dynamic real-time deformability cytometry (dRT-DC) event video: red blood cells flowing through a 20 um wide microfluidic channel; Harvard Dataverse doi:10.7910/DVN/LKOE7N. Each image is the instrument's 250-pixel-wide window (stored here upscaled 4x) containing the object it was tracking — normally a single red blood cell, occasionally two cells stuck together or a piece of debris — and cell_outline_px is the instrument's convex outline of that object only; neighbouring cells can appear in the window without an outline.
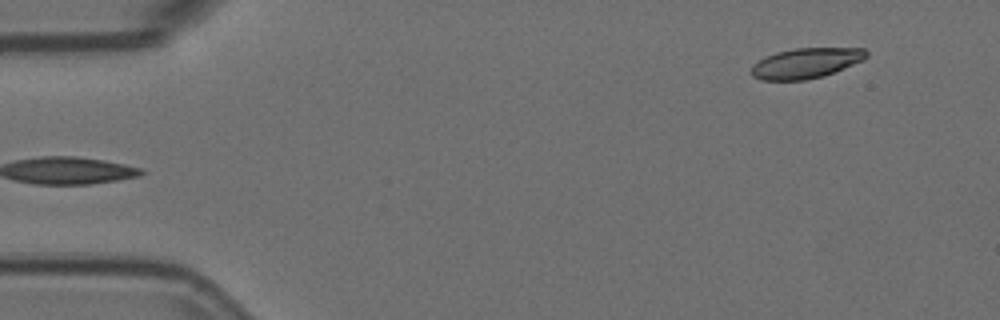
{"species": "Egyptian fruit bat (a non-hibernating species)", "species_latin": "Rousettus aegyptiacus", "temperature_condition": "room temperature", "stored_images_in_passage": 6, "camera_frame_rate_fps": 3000, "um_per_image_px": 0.085, "animal": {"sex": "female"}, "frame": {"image": 1, "passage_image": 6, "time_ms": 1.667, "image_size_px": [1000, 320], "cell_outline_px": [[868, 56], [864, 60], [824, 76], [804, 80], [760, 80], [752, 76], [748, 72], [752, 64], [776, 52], [796, 48], [864, 48], [868, 52]], "centroid_in_image_um": [68.49, 5.37], "position_along_channel_um": 16.5, "area_um2": 20.4}}